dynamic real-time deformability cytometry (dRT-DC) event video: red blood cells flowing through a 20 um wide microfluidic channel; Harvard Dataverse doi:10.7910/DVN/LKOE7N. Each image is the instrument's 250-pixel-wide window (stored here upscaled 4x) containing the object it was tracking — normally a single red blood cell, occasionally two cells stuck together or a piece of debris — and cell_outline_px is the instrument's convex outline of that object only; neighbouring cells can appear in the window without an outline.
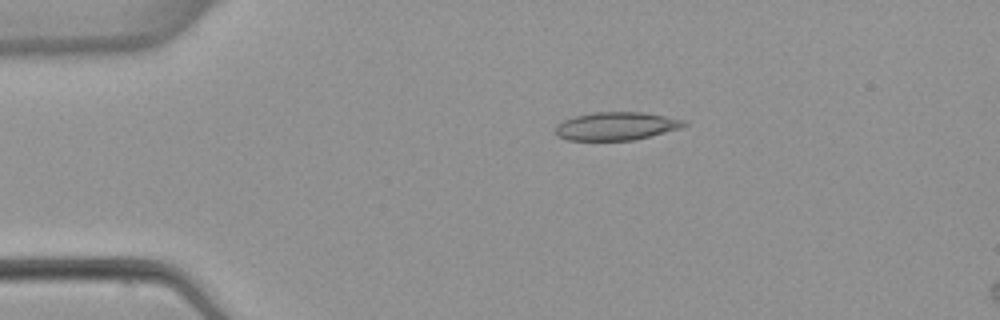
{"species": "common noctule bat (a hibernating species)", "species_latin": "Nyctalus noctula", "temperature_condition": "warm", "stored_images_in_passage": 5, "camera_frame_rate_fps": 3000, "um_per_image_px": 0.085, "animal": {"sex": "female", "body_mass_g": 22.7, "forearm_length_mm": 54.2}, "frame": {"image": 1, "passage_image": 3, "time_ms": 2.667, "image_size_px": [1000, 320], "cell_outline_px": [[688, 124], [680, 128], [632, 140], [568, 140], [556, 136], [556, 124], [564, 120], [576, 116], [592, 112], [640, 112], [688, 120]], "centroid_in_image_um": [52.37, 10.71], "position_along_channel_um": 32.6, "area_um2": 20.92}}